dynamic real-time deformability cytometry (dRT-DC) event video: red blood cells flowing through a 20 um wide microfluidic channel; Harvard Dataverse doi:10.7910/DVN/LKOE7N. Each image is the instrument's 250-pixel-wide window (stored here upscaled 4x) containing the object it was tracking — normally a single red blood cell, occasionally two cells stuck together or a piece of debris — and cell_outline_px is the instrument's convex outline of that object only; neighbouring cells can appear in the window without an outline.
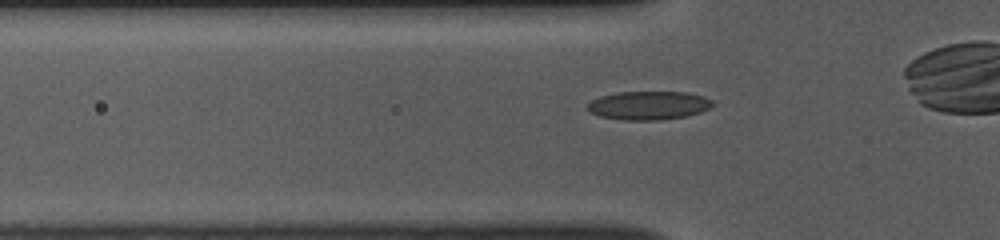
{"species": "common noctule bat (a hibernating species)", "species_latin": "Nyctalus noctula", "temperature_condition": "room temperature", "stored_images_in_passage": 32, "camera_frame_rate_fps": 3000, "um_per_image_px": 0.085, "animal": {"sex": "female", "body_mass_g": 10.0, "forearm_length_mm": 53.1}, "frame": {"image": 1, "passage_image": 6, "time_ms": 1.667, "image_size_px": [1000, 240], "cell_outline_px": [[716, 104], [712, 108], [688, 116], [660, 120], [624, 120], [600, 116], [588, 112], [588, 104], [592, 100], [600, 96], [616, 92], [688, 92], [704, 96], [712, 100]], "centroid_in_image_um": [55.18, 8.96], "position_along_channel_um": 70.6, "area_um2": 21.1}}
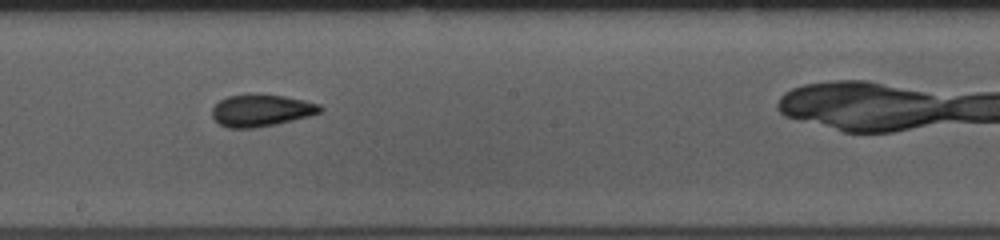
{"frame": {"image": 2, "passage_image": 18, "time_ms": 5.667, "image_size_px": [1000, 240], "cell_outline_px": [[324, 108], [320, 112], [308, 116], [276, 124], [256, 128], [228, 128], [220, 124], [212, 116], [212, 108], [220, 100], [228, 96], [244, 92], [284, 96], [304, 100], [320, 104]], "centroid_in_image_um": [22.18, 9.36], "position_along_channel_um": 226.0, "area_um2": 20.4}}
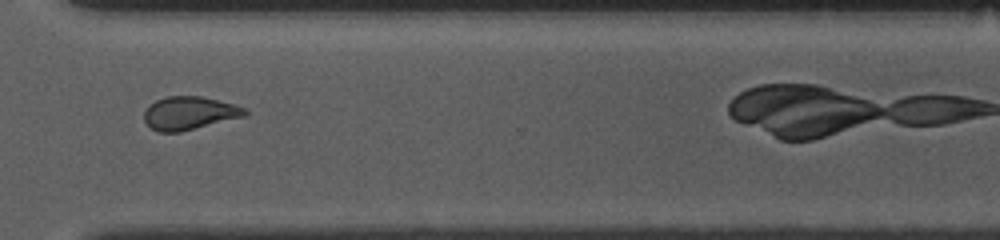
{"frame": {"image": 3, "passage_image": 28, "time_ms": 9.0, "image_size_px": [1000, 240], "cell_outline_px": [[248, 112], [244, 116], [180, 132], [160, 132], [152, 128], [144, 120], [144, 112], [156, 100], [164, 96], [204, 96], [248, 108]], "centroid_in_image_um": [16.12, 9.6], "position_along_channel_um": 354.5, "area_um2": 19.36}}